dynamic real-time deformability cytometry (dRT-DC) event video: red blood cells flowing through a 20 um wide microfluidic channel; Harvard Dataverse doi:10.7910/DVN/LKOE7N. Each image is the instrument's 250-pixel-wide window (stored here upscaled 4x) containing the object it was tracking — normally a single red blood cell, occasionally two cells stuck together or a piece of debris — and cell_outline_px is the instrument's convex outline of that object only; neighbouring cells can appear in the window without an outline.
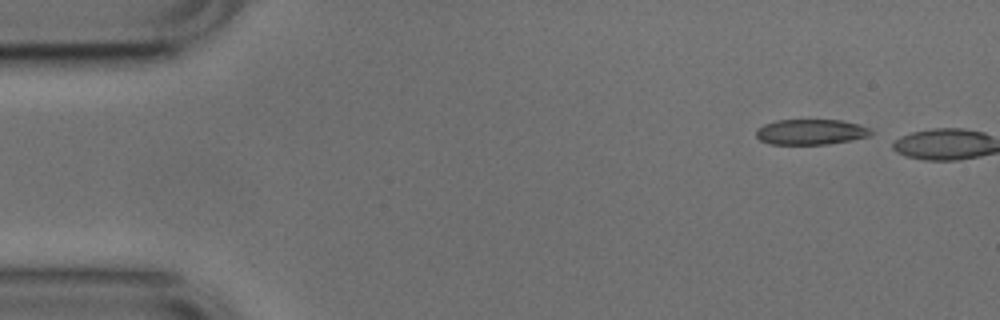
{"species": "common noctule bat (a hibernating species)", "species_latin": "Nyctalus noctula", "temperature_condition": "cold", "stored_images_in_passage": 2, "camera_frame_rate_fps": 3000, "um_per_image_px": 0.085, "animal": {"sex": "male", "body_mass_g": 17.9, "forearm_length_mm": 54.2}, "frame": {"image": 1, "passage_image": 1, "time_ms": 0.0, "image_size_px": [1000, 320], "cell_outline_px": [[876, 132], [868, 136], [852, 140], [828, 144], [768, 144], [760, 140], [756, 136], [756, 128], [764, 124], [776, 120], [840, 120], [860, 124], [872, 128]], "centroid_in_image_um": [68.95, 11.21], "position_along_channel_um": 16.0, "area_um2": 17.28}}